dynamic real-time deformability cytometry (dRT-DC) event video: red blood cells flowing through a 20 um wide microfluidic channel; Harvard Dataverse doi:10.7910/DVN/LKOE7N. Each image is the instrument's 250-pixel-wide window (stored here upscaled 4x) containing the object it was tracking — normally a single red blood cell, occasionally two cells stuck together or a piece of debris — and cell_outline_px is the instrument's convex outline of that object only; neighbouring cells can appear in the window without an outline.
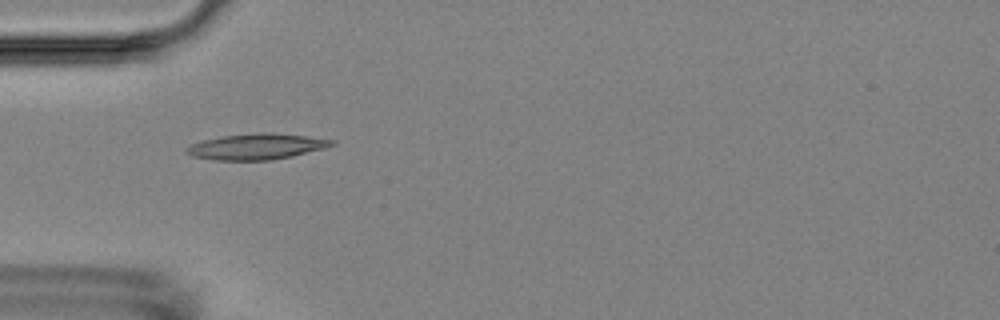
{"species": "Egyptian fruit bat (a non-hibernating species)", "species_latin": "Rousettus aegyptiacus", "temperature_condition": "room temperature", "stored_images_in_passage": 15, "camera_frame_rate_fps": 3000, "um_per_image_px": 0.085, "animal": {"sex": "female"}, "frame": {"image": 1, "passage_image": 5, "time_ms": 5.333, "image_size_px": [1000, 320], "cell_outline_px": [[336, 144], [324, 148], [292, 156], [272, 160], [216, 160], [192, 156], [184, 152], [184, 148], [192, 144], [204, 140], [220, 136], [268, 132], [272, 132], [336, 140]], "centroid_in_image_um": [21.79, 12.46], "position_along_channel_um": 63.2, "area_um2": 21.79}}
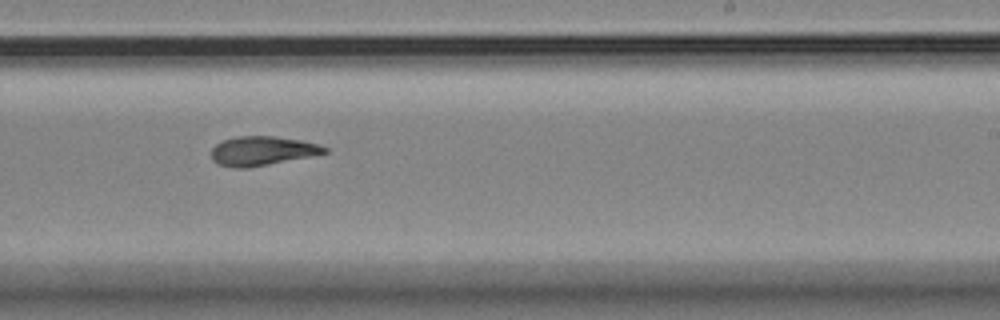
{"frame": {"image": 2, "passage_image": 10, "time_ms": 11.0, "image_size_px": [1000, 320], "cell_outline_px": [[328, 152], [248, 168], [236, 168], [216, 164], [212, 160], [212, 148], [220, 140], [236, 136], [272, 136], [300, 140], [320, 144], [328, 148]], "centroid_in_image_um": [22.24, 12.82], "position_along_channel_um": 266.8, "area_um2": 19.19}}
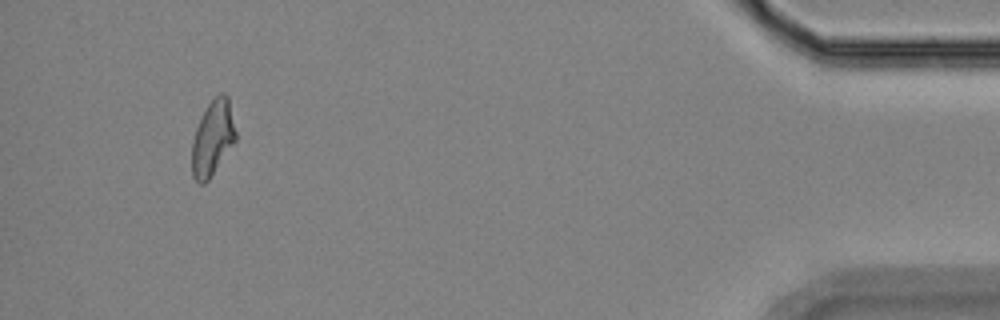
{"frame": {"image": 3, "passage_image": 14, "time_ms": 17.0, "image_size_px": [1000, 320], "cell_outline_px": [[236, 140], [208, 180], [204, 184], [200, 184], [192, 176], [192, 144], [196, 128], [208, 104], [220, 92], [224, 92], [228, 96], [236, 132]], "centroid_in_image_um": [18.08, 11.73], "position_along_channel_um": 417.1, "area_um2": 18.9}, "authors_computed_cell_mechanics": {"area_um2": 19.5364, "velocity_mm_per_s": 3.6032, "shape_relaxation_time_tau1_ms": null, "shape_relaxation_time_tau2_ms": 3.1171, "deformation_change_tau1": null, "deformation_change_tau2": 0.0985}}